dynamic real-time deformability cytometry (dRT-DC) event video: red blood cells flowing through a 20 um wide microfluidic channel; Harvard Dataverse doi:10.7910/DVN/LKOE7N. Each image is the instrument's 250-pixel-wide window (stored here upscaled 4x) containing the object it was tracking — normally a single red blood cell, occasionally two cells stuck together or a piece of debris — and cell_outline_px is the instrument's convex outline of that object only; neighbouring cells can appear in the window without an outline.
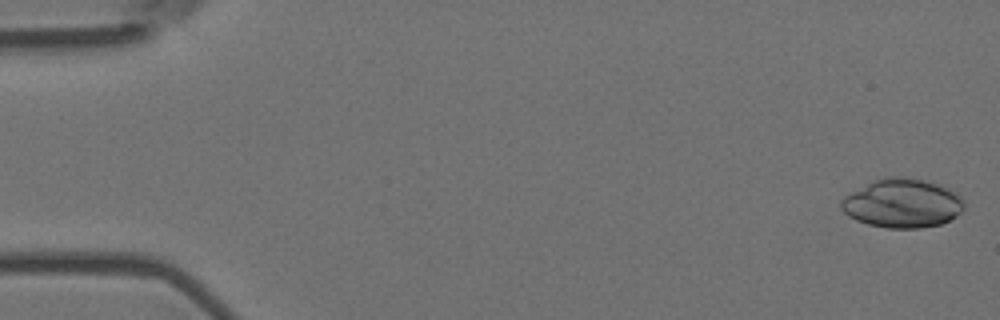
{"species": "Egyptian fruit bat (a non-hibernating species)", "species_latin": "Rousettus aegyptiacus", "temperature_condition": "room temperature", "stored_images_in_passage": 55, "camera_frame_rate_fps": 3000, "um_per_image_px": 0.085, "animal": {"sex": "female"}, "frame": {"image": 1, "passage_image": 1, "time_ms": 0.0, "image_size_px": [1000, 320], "cell_outline_px": [[964, 208], [956, 216], [940, 224], [920, 228], [888, 228], [868, 224], [856, 220], [848, 216], [840, 208], [840, 200], [844, 196], [872, 180], [888, 176], [896, 176], [924, 180], [948, 188], [956, 192], [964, 200]], "centroid_in_image_um": [76.67, 17.28], "position_along_channel_um": 8.3, "area_um2": 35.08}}
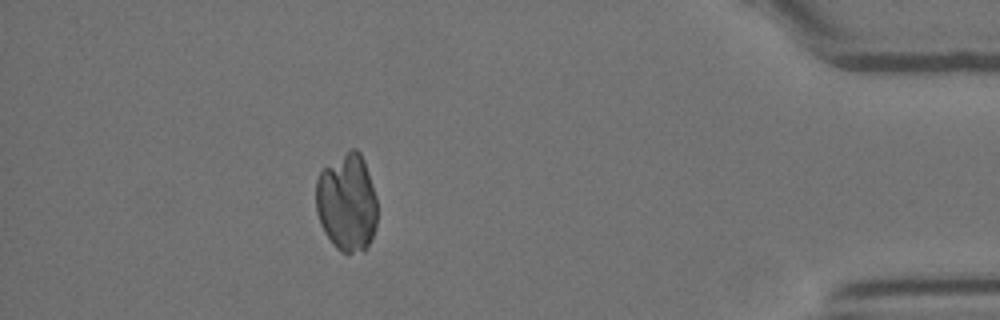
{"frame": {"image": 2, "passage_image": 49, "time_ms": 16.0, "image_size_px": [1000, 320], "cell_outline_px": [[376, 224], [372, 236], [364, 252], [340, 252], [332, 244], [324, 232], [320, 224], [316, 212], [316, 180], [320, 172], [324, 168], [352, 148], [356, 148], [360, 152], [364, 160], [376, 196]], "centroid_in_image_um": [29.48, 17.24], "position_along_channel_um": 405.7, "area_um2": 34.91}}